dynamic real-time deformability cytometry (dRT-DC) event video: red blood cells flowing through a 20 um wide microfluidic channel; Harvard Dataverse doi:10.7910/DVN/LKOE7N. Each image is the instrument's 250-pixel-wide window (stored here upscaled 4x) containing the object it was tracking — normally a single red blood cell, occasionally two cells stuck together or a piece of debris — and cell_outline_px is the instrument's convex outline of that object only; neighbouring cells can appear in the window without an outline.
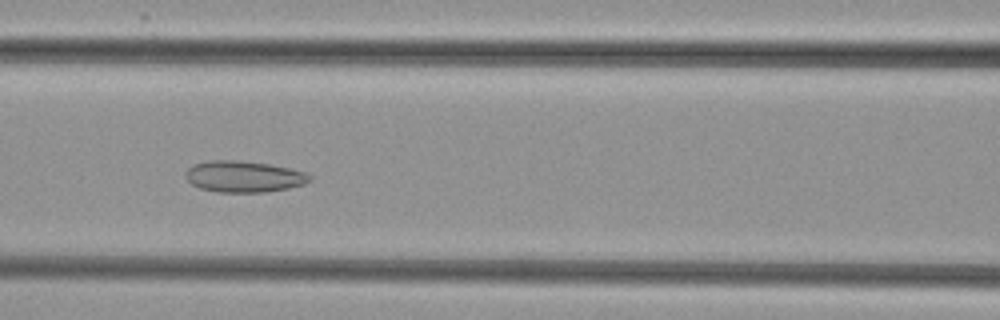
{"species": "common noctule bat (a hibernating species)", "species_latin": "Nyctalus noctula", "temperature_condition": "cold", "stored_images_in_passage": 7, "camera_frame_rate_fps": 3000, "um_per_image_px": 0.085, "animal": {"sex": "female", "body_mass_g": 29.2, "forearm_length_mm": 56.3}, "frame": {"image": 1, "passage_image": 5, "time_ms": 5.667, "image_size_px": [1000, 320], "cell_outline_px": [[312, 180], [304, 184], [288, 188], [264, 192], [216, 192], [200, 188], [192, 184], [188, 180], [188, 168], [196, 164], [208, 160], [240, 160], [268, 164], [288, 168], [304, 172], [312, 176]], "centroid_in_image_um": [20.75, 15.01], "position_along_channel_um": 145.8, "area_um2": 22.43}}
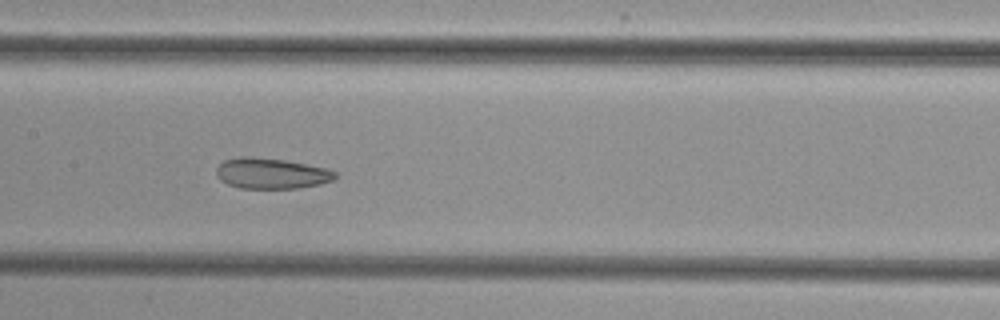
{"frame": {"image": 2, "passage_image": 6, "time_ms": 6.667, "image_size_px": [1000, 320], "cell_outline_px": [[336, 180], [320, 184], [296, 188], [240, 188], [228, 184], [220, 180], [216, 176], [216, 168], [224, 160], [236, 156], [252, 156], [284, 160], [324, 168], [336, 172]], "centroid_in_image_um": [23.02, 14.73], "position_along_channel_um": 184.4, "area_um2": 21.27}}
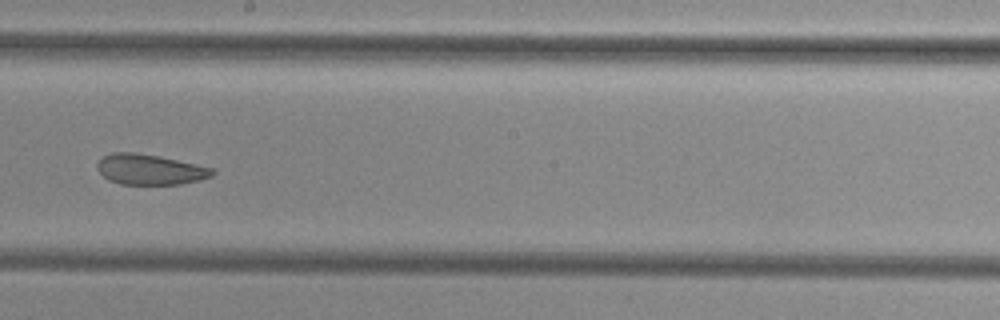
{"frame": {"image": 3, "passage_image": 7, "time_ms": 8.0, "image_size_px": [1000, 320], "cell_outline_px": [[216, 172], [212, 176], [200, 180], [180, 184], [120, 184], [108, 180], [96, 168], [96, 164], [104, 156], [112, 152], [132, 152], [160, 156], [196, 164], [212, 168]], "centroid_in_image_um": [12.74, 14.4], "position_along_channel_um": 235.5, "area_um2": 20.4}}